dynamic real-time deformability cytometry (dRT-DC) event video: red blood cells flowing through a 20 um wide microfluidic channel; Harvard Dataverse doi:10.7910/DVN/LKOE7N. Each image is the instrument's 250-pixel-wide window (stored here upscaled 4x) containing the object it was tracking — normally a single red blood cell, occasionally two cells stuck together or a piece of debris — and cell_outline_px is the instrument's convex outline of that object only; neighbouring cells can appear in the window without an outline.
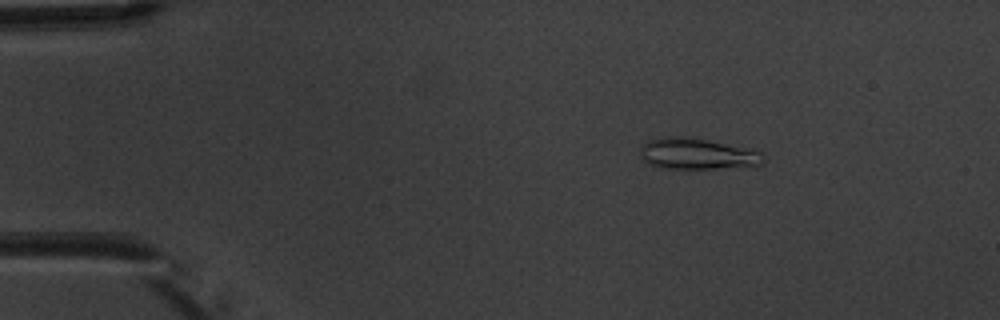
{"species": "common noctule bat (a hibernating species)", "species_latin": "Nyctalus noctula", "temperature_condition": "warm", "stored_images_in_passage": 5, "camera_frame_rate_fps": 3000, "um_per_image_px": 0.085, "animal": {"sex": "male", "body_mass_g": 20.1, "forearm_length_mm": 53.5}, "frame": {"image": 1, "passage_image": 3, "time_ms": 2.333, "image_size_px": [1000, 320], "cell_outline_px": [[764, 164], [744, 168], [660, 168], [648, 164], [644, 160], [640, 152], [640, 148], [648, 140], [660, 136], [688, 136], [752, 148], [760, 152], [764, 156]], "centroid_in_image_um": [59.32, 13.07], "position_along_channel_um": 25.7, "area_um2": 22.95}}